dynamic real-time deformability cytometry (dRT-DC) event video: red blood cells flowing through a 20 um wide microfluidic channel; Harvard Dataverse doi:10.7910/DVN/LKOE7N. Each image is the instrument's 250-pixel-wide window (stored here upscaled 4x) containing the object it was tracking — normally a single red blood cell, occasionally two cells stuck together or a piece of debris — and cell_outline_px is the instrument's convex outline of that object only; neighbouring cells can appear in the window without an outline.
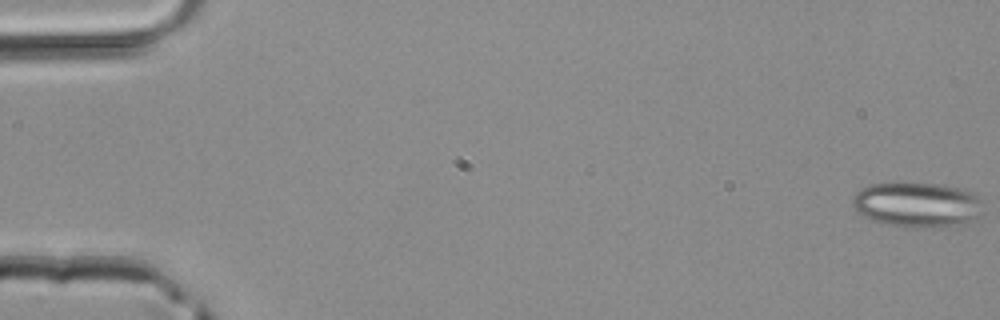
{"species": "common noctule bat (a hibernating species)", "species_latin": "Nyctalus noctula", "temperature_condition": "room temperature", "stored_images_in_passage": 46, "camera_frame_rate_fps": 3000, "um_per_image_px": 0.085, "animal": {"sex": "male", "body_mass_g": 20.4}, "frame": {"image": 1, "passage_image": 1, "time_ms": 0.0, "image_size_px": [1000, 320], "cell_outline_px": [[984, 212], [980, 216], [964, 224], [940, 228], [904, 228], [880, 224], [864, 216], [852, 204], [852, 196], [860, 188], [868, 184], [900, 180], [904, 180], [936, 184], [960, 188], [976, 192], [984, 200]], "centroid_in_image_um": [78.0, 17.38], "position_along_channel_um": 7.0, "area_um2": 36.18}}
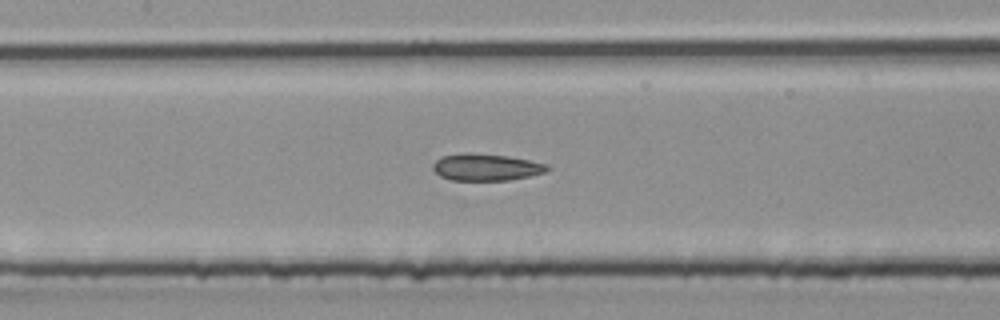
{"frame": {"image": 2, "passage_image": 22, "time_ms": 7.0, "image_size_px": [1000, 320], "cell_outline_px": [[552, 168], [548, 172], [532, 176], [508, 180], [452, 180], [440, 176], [432, 168], [432, 164], [440, 156], [464, 152], [472, 152], [508, 156], [548, 164]], "centroid_in_image_um": [41.34, 14.2], "position_along_channel_um": 166.1, "area_um2": 18.26}}
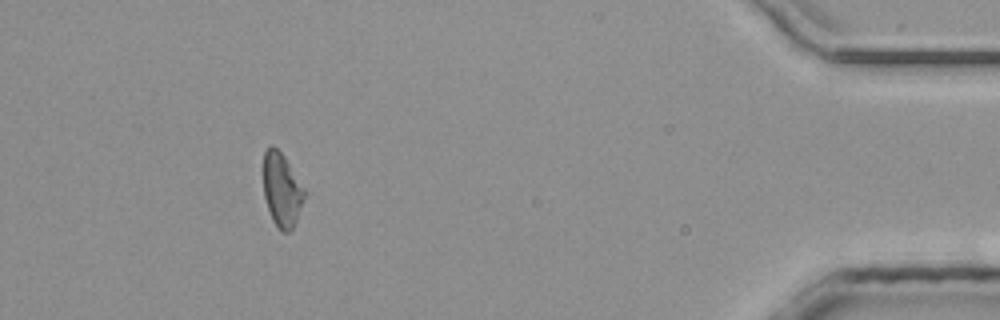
{"frame": {"image": 3, "passage_image": 42, "time_ms": 13.667, "image_size_px": [1000, 320], "cell_outline_px": [[308, 192], [296, 220], [292, 228], [288, 232], [280, 232], [272, 220], [264, 196], [264, 152], [272, 144], [284, 156]], "centroid_in_image_um": [23.99, 16.15], "position_along_channel_um": 411.2, "area_um2": 17.74}}